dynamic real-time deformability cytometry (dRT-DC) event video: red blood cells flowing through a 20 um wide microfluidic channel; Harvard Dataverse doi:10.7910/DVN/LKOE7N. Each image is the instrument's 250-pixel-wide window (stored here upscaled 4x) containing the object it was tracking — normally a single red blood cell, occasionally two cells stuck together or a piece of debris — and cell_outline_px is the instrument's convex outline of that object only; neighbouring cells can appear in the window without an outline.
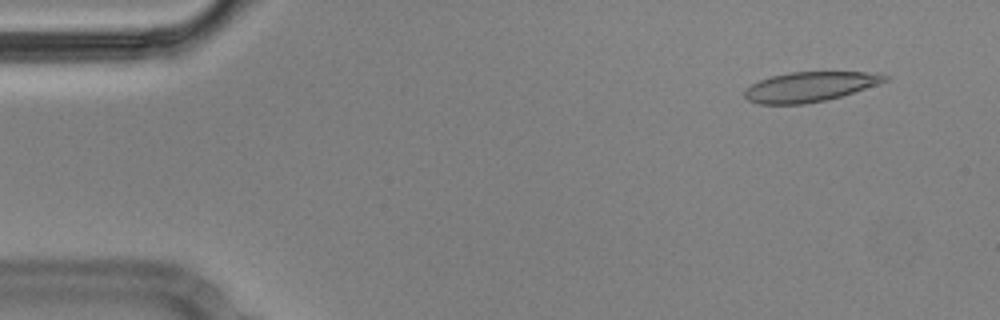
{"species": "Egyptian fruit bat (a non-hibernating species)", "species_latin": "Rousettus aegyptiacus", "temperature_condition": "cold", "stored_images_in_passage": 55, "camera_frame_rate_fps": 3000, "um_per_image_px": 0.085, "animal": {"sex": "male"}, "frame": {"image": 1, "passage_image": 4, "time_ms": 1.0, "image_size_px": [1000, 320], "cell_outline_px": [[888, 80], [880, 84], [840, 96], [824, 100], [804, 104], [760, 104], [748, 100], [744, 96], [744, 92], [752, 84], [760, 80], [772, 76], [792, 72], [880, 72], [888, 76]], "centroid_in_image_um": [68.88, 7.37], "position_along_channel_um": 16.1, "area_um2": 24.22}}
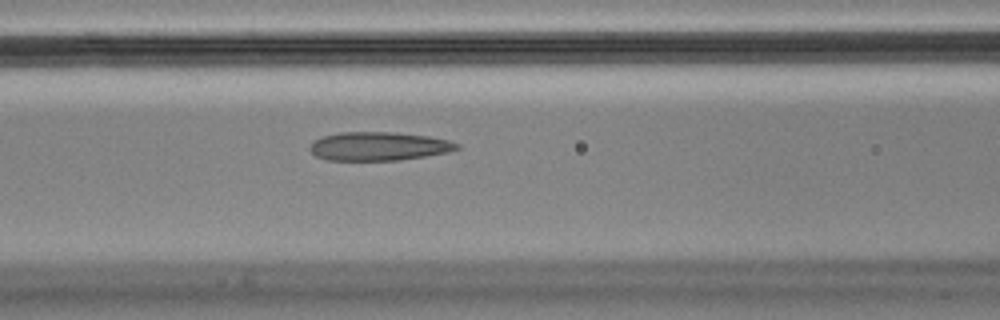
{"frame": {"image": 2, "passage_image": 22, "time_ms": 7.0, "image_size_px": [1000, 320], "cell_outline_px": [[460, 148], [448, 152], [424, 156], [396, 160], [328, 160], [316, 156], [308, 148], [312, 140], [324, 136], [340, 132], [392, 132], [428, 136], [448, 140], [460, 144]], "centroid_in_image_um": [32.16, 12.42], "position_along_channel_um": 134.4, "area_um2": 24.45}}
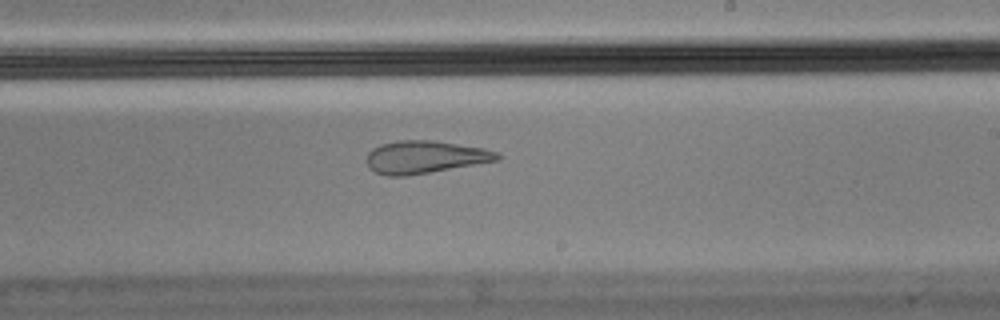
{"frame": {"image": 3, "passage_image": 32, "time_ms": 10.333, "image_size_px": [1000, 320], "cell_outline_px": [[500, 160], [408, 176], [388, 176], [376, 172], [368, 168], [368, 152], [372, 148], [380, 144], [400, 140], [432, 140], [484, 148], [500, 152]], "centroid_in_image_um": [36.14, 13.35], "position_along_channel_um": 252.9, "area_um2": 24.91}, "authors_computed_cell_mechanics": {"area_um2": 25.8366, "velocity_mm_per_s": 3.5616, "shape_relaxation_time_tau1_ms": null, "shape_relaxation_time_tau2_ms": 2.2963, "deformation_change_tau1": null, "deformation_change_tau2": 0.1088}}